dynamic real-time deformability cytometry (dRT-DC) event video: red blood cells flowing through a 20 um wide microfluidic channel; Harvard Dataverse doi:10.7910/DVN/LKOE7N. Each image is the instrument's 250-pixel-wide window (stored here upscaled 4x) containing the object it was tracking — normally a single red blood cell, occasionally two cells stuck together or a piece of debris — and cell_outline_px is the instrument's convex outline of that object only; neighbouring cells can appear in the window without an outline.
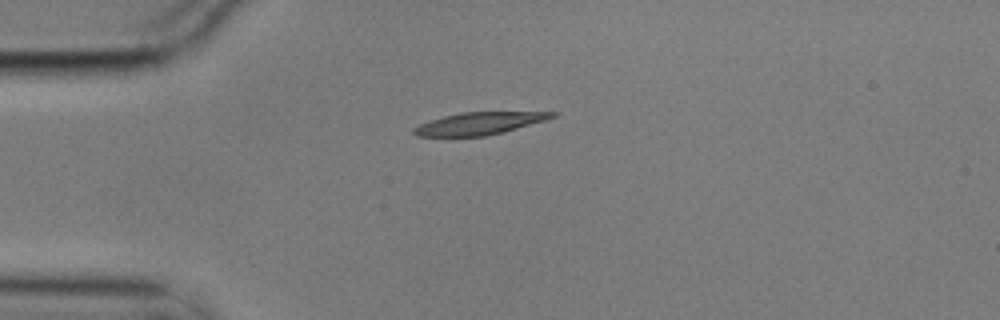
{"species": "common noctule bat (a hibernating species)", "species_latin": "Nyctalus noctula", "temperature_condition": "cold", "stored_images_in_passage": 3, "camera_frame_rate_fps": 3000, "um_per_image_px": 0.085, "animal": {"sex": "male", "body_mass_g": 17.9}, "frame": {"image": 1, "passage_image": 1, "time_ms": 0.0, "image_size_px": [1000, 320], "cell_outline_px": [[560, 112], [556, 116], [544, 120], [504, 132], [484, 136], [416, 136], [412, 132], [412, 128], [420, 124], [444, 116], [460, 112]], "centroid_in_image_um": [40.72, 10.49], "position_along_channel_um": 44.3, "area_um2": 17.8}}
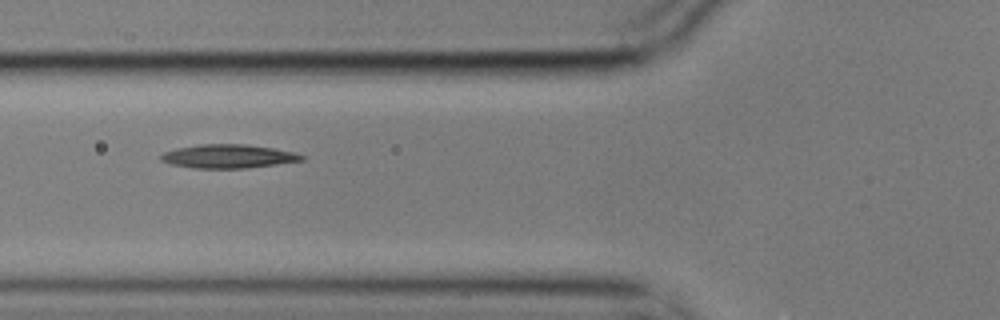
{"frame": {"image": 2, "passage_image": 3, "time_ms": 0.667, "image_size_px": [1000, 320], "cell_outline_px": [[308, 156], [304, 160], [248, 168], [192, 168], [172, 164], [160, 160], [160, 156], [164, 152], [176, 148], [200, 144], [244, 144], [272, 148], [296, 152]], "centroid_in_image_um": [19.43, 13.28], "position_along_channel_um": 106.4, "area_um2": 19.48}}